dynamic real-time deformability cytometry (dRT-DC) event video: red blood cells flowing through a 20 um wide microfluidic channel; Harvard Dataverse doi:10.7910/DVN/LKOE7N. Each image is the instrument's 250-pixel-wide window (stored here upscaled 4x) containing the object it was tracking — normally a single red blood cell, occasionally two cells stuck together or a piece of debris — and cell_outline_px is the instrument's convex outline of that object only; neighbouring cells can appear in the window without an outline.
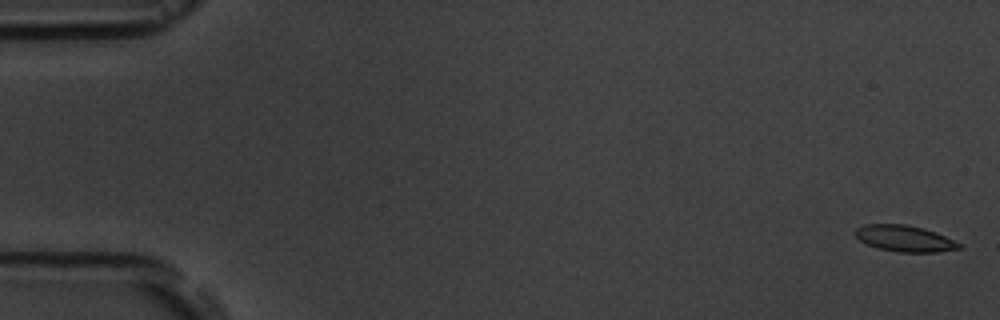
{"species": "common noctule bat (a hibernating species)", "species_latin": "Nyctalus noctula", "temperature_condition": "room temperature", "stored_images_in_passage": 17, "camera_frame_rate_fps": 3000, "um_per_image_px": 0.085, "animal": {"sex": "male", "body_mass_g": 19.5, "forearm_length_mm": 54.6}, "frame": {"image": 1, "passage_image": 1, "time_ms": 0.0, "image_size_px": [1000, 320], "cell_outline_px": [[960, 248], [940, 252], [896, 252], [876, 248], [860, 240], [856, 236], [856, 228], [864, 224], [904, 224], [924, 228], [944, 236], [960, 244]], "centroid_in_image_um": [76.86, 20.27], "position_along_channel_um": 8.1, "area_um2": 15.72}}
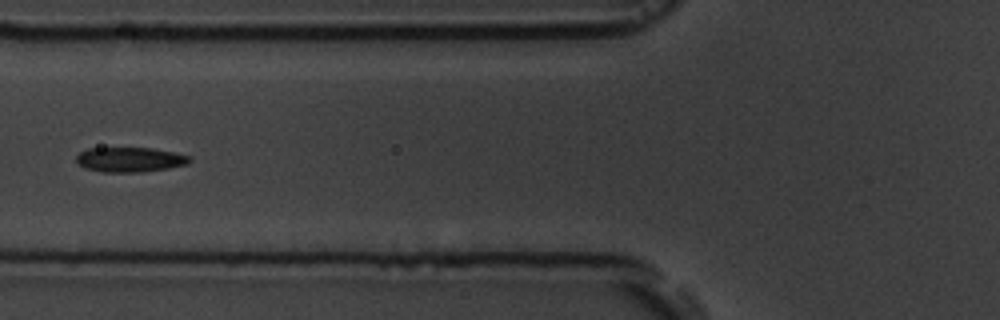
{"frame": {"image": 2, "passage_image": 7, "time_ms": 7.0, "image_size_px": [1000, 320], "cell_outline_px": [[192, 160], [188, 164], [168, 168], [136, 172], [104, 172], [84, 168], [76, 160], [76, 156], [80, 152], [88, 148], [152, 148], [192, 156]], "centroid_in_image_um": [11.05, 13.56], "position_along_channel_um": 114.7, "area_um2": 16.3}}
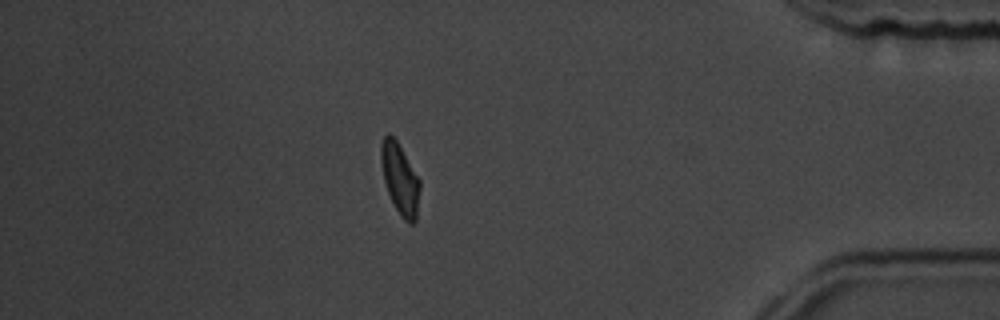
{"frame": {"image": 3, "passage_image": 15, "time_ms": 16.0, "image_size_px": [1000, 320], "cell_outline_px": [[420, 188], [416, 220], [412, 224], [408, 224], [400, 216], [388, 192], [384, 180], [380, 160], [380, 144], [384, 136], [388, 132], [396, 140], [420, 180]], "centroid_in_image_um": [33.99, 15.21], "position_along_channel_um": 401.2, "area_um2": 15.95}, "authors_computed_cell_mechanics": {"area_um2": 16.3574, "velocity_mm_per_s": 3.6299, "shape_relaxation_time_tau1_ms": 1.9704, "shape_relaxation_time_tau2_ms": 0.7906, "deformation_change_tau1": 0.092, "deformation_change_tau2": 0.0461}}